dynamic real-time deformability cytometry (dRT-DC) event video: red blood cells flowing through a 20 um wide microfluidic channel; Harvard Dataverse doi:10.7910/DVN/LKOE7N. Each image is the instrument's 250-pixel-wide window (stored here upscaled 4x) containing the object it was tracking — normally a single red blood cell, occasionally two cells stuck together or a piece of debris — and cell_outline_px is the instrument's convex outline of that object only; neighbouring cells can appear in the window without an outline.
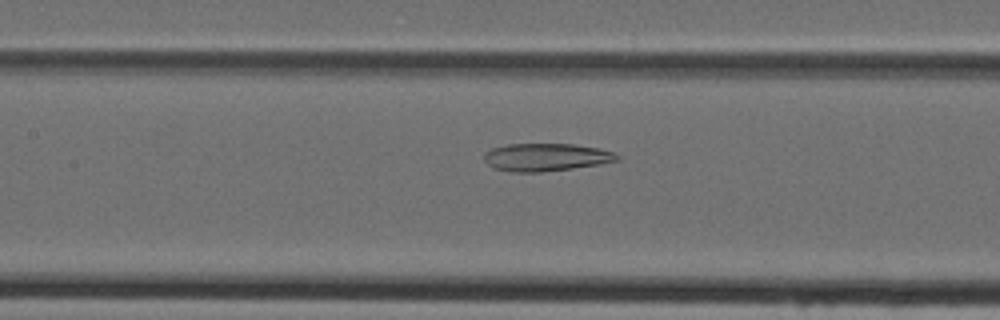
{"species": "Egyptian fruit bat (a non-hibernating species)", "species_latin": "Rousettus aegyptiacus", "temperature_condition": "cold", "stored_images_in_passage": 47, "camera_frame_rate_fps": 3000, "um_per_image_px": 0.085, "animal": {"sex": "female"}, "frame": {"image": 1, "passage_image": 22, "time_ms": 7.0, "image_size_px": [1000, 320], "cell_outline_px": [[620, 160], [572, 168], [540, 172], [512, 172], [492, 168], [484, 160], [484, 152], [492, 148], [508, 144], [572, 144], [600, 148], [616, 152], [620, 156]], "centroid_in_image_um": [46.4, 13.36], "position_along_channel_um": 161.0, "area_um2": 21.56}}
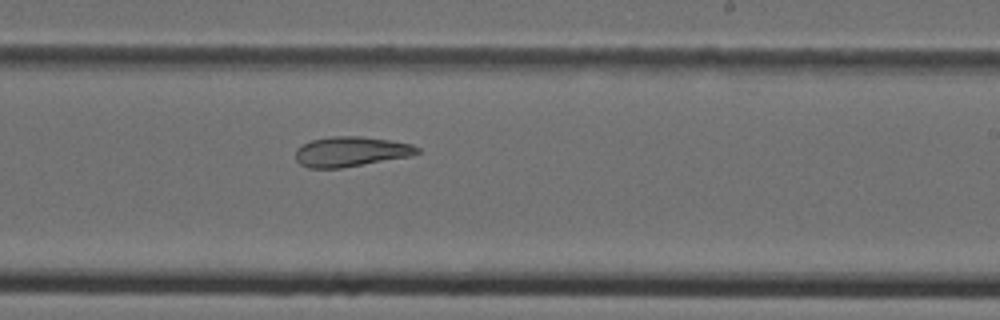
{"frame": {"image": 2, "passage_image": 29, "time_ms": 9.333, "image_size_px": [1000, 320], "cell_outline_px": [[420, 152], [412, 156], [340, 168], [308, 168], [300, 164], [296, 160], [296, 148], [300, 144], [312, 140], [332, 136], [360, 136], [388, 140], [412, 144], [420, 148]], "centroid_in_image_um": [29.81, 12.88], "position_along_channel_um": 259.2, "area_um2": 21.33}}
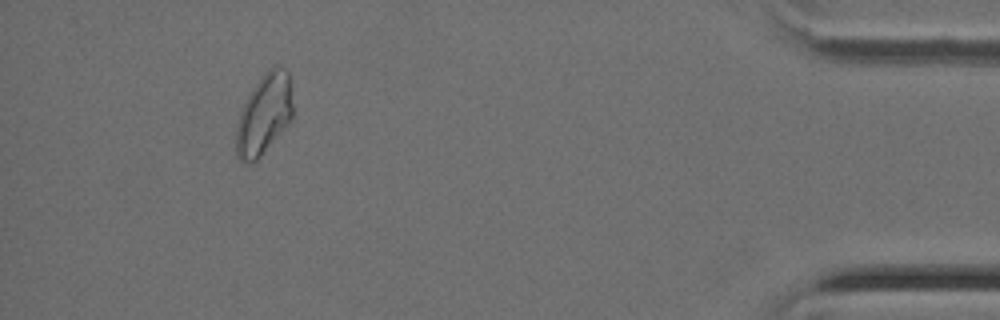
{"frame": {"image": 3, "passage_image": 44, "time_ms": 14.333, "image_size_px": [1000, 320], "cell_outline_px": [[292, 116], [260, 156], [252, 164], [248, 164], [240, 160], [236, 156], [236, 128], [240, 112], [252, 88], [260, 76], [268, 68], [284, 68], [288, 72], [292, 104]], "centroid_in_image_um": [22.4, 9.72], "position_along_channel_um": 412.8, "area_um2": 25.89}}